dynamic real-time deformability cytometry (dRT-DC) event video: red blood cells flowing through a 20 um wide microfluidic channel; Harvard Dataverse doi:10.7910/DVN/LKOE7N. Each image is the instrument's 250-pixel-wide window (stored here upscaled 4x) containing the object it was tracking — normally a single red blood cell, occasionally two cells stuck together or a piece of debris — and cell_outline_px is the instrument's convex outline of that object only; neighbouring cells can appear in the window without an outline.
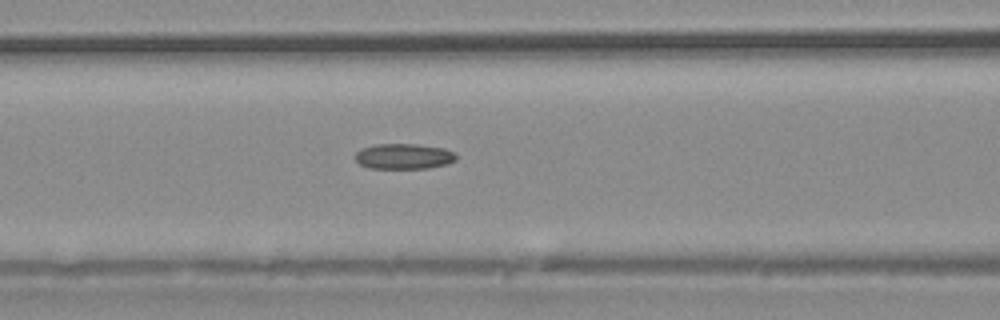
{"species": "common noctule bat (a hibernating species)", "species_latin": "Nyctalus noctula", "temperature_condition": "warm", "stored_images_in_passage": 23, "camera_frame_rate_fps": 3000, "um_per_image_px": 0.085, "animal": {"sex": "male", "body_mass_g": 20.4}, "frame": {"image": 1, "passage_image": 4, "time_ms": 1.0, "image_size_px": [1000, 320], "cell_outline_px": [[456, 160], [448, 164], [428, 168], [368, 168], [360, 164], [352, 156], [360, 148], [376, 144], [416, 144], [444, 148], [456, 152]], "centroid_in_image_um": [34.31, 13.28], "position_along_channel_um": 132.3, "area_um2": 15.2}}
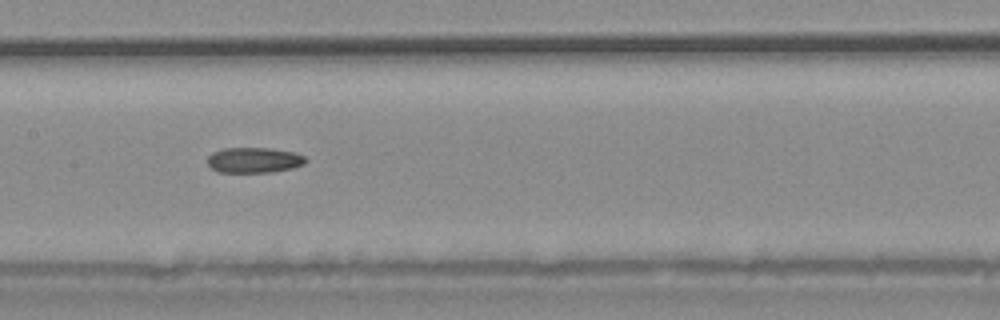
{"frame": {"image": 2, "passage_image": 7, "time_ms": 2.0, "image_size_px": [1000, 320], "cell_outline_px": [[308, 160], [304, 164], [292, 168], [272, 172], [216, 172], [208, 164], [208, 156], [212, 152], [224, 148], [272, 148], [296, 152], [304, 156]], "centroid_in_image_um": [21.61, 13.6], "position_along_channel_um": 185.8, "area_um2": 14.68}}